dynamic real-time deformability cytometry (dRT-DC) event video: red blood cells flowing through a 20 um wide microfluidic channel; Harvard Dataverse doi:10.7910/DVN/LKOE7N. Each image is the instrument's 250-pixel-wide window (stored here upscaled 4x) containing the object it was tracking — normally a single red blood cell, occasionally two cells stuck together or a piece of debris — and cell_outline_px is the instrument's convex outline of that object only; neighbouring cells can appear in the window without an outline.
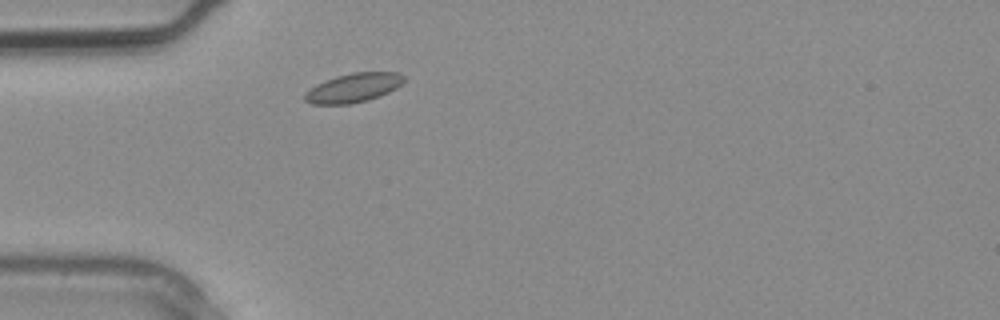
{"species": "common noctule bat (a hibernating species)", "species_latin": "Nyctalus noctula", "temperature_condition": "warm", "stored_images_in_passage": 1, "camera_frame_rate_fps": 3000, "um_per_image_px": 0.085, "animal": {"sex": "male", "body_mass_g": 20.4}, "frame": {"image": 1, "passage_image": 1, "time_ms": 0.0, "image_size_px": [1000, 320], "cell_outline_px": [[404, 80], [396, 88], [380, 96], [368, 100], [348, 104], [312, 104], [304, 100], [304, 92], [316, 84], [324, 80], [336, 76], [352, 72], [396, 72], [404, 76]], "centroid_in_image_um": [30.0, 7.46], "position_along_channel_um": 55.0, "area_um2": 16.82}}